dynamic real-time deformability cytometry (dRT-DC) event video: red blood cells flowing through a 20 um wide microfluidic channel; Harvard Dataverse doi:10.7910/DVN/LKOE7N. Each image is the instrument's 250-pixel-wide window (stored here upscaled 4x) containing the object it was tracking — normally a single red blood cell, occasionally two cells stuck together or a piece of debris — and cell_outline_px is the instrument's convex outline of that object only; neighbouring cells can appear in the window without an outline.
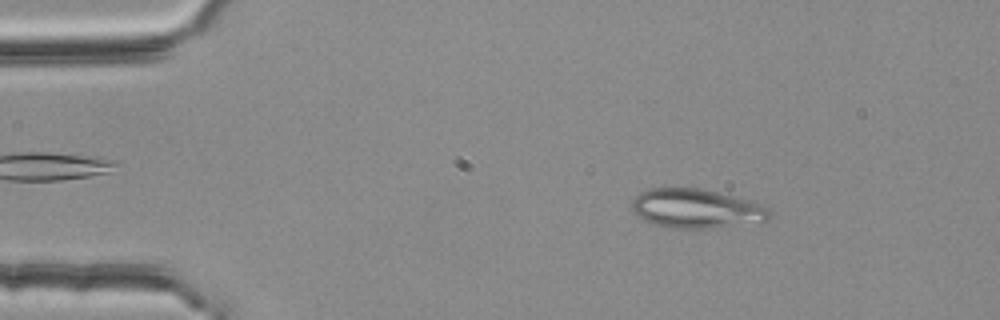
{"species": "common noctule bat (a hibernating species)", "species_latin": "Nyctalus noctula", "temperature_condition": "room temperature", "stored_images_in_passage": 53, "camera_frame_rate_fps": 3000, "um_per_image_px": 0.085, "animal": {"sex": "female", "body_mass_g": 25.1}, "frame": {"image": 1, "passage_image": 8, "time_ms": 2.333, "image_size_px": [1000, 320], "cell_outline_px": [[768, 220], [712, 228], [676, 228], [656, 224], [644, 220], [636, 216], [632, 212], [632, 200], [640, 192], [652, 188], [700, 188], [748, 200], [768, 208]], "centroid_in_image_um": [59.1, 17.72], "position_along_channel_um": 25.9, "area_um2": 30.87}}
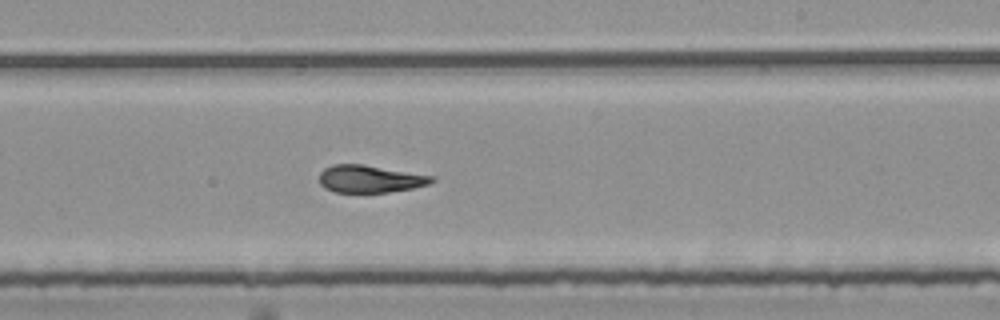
{"frame": {"image": 2, "passage_image": 32, "time_ms": 10.333, "image_size_px": [1000, 320], "cell_outline_px": [[436, 180], [428, 184], [412, 188], [388, 192], [336, 192], [324, 188], [320, 184], [320, 172], [324, 168], [332, 164], [364, 164], [432, 176]], "centroid_in_image_um": [31.41, 15.2], "position_along_channel_um": 257.6, "area_um2": 17.86}}
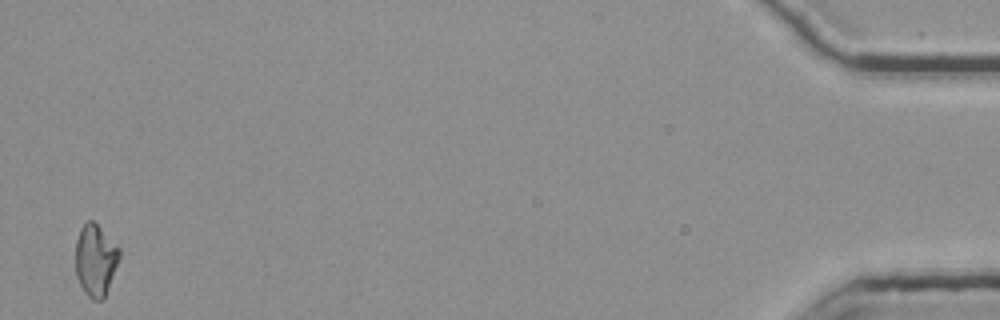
{"frame": {"image": 3, "passage_image": 53, "time_ms": 17.333, "image_size_px": [1000, 320], "cell_outline_px": [[120, 256], [104, 300], [92, 300], [88, 296], [80, 284], [76, 276], [76, 240], [80, 228], [88, 220], [92, 220], [120, 248]], "centroid_in_image_um": [8.12, 22.12], "position_along_channel_um": 427.1, "area_um2": 18.21}, "authors_computed_cell_mechanics": {"area_um2": 18.8428, "velocity_mm_per_s": 3.765, "shape_relaxation_time_tau1_ms": null, "shape_relaxation_time_tau2_ms": 2.403, "deformation_change_tau1": null, "deformation_change_tau2": 0.0951}}